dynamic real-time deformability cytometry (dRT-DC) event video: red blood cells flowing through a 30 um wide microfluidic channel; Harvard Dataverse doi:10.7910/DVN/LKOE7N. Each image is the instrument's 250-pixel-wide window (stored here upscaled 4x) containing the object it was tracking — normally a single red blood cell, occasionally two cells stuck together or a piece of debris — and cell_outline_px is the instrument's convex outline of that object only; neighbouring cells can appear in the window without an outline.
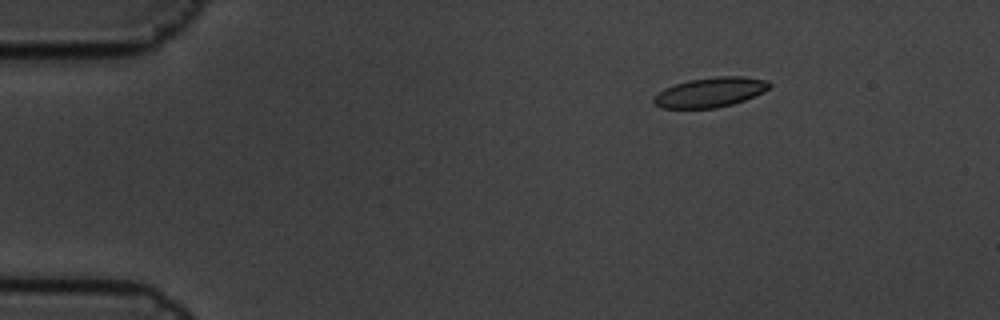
{"species": "common noctule bat (a hibernating species)", "species_latin": "Nyctalus noctula", "temperature_condition": "cold", "stored_images_in_passage": 8, "camera_frame_rate_fps": 3000, "um_per_image_px": 0.085, "animal": {"sex": "male", "body_mass_g": 19.5, "forearm_length_mm": 54.6}, "frame": {"image": 1, "passage_image": 3, "time_ms": 0.667, "image_size_px": [1000, 320], "cell_outline_px": [[772, 84], [764, 92], [744, 100], [732, 104], [716, 108], [660, 108], [652, 104], [652, 96], [664, 88], [688, 80], [716, 76], [744, 76], [768, 80]], "centroid_in_image_um": [60.34, 7.84], "position_along_channel_um": 24.7, "area_um2": 20.29}}
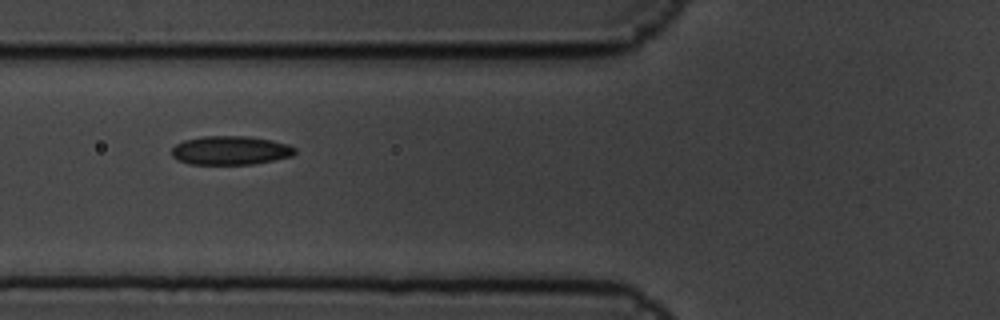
{"frame": {"image": 2, "passage_image": 7, "time_ms": 2.0, "image_size_px": [1000, 320], "cell_outline_px": [[296, 152], [292, 156], [252, 164], [188, 164], [176, 160], [172, 156], [172, 148], [176, 144], [184, 140], [204, 136], [244, 136], [272, 140], [288, 144], [296, 148]], "centroid_in_image_um": [19.57, 12.78], "position_along_channel_um": 106.2, "area_um2": 20.69}}
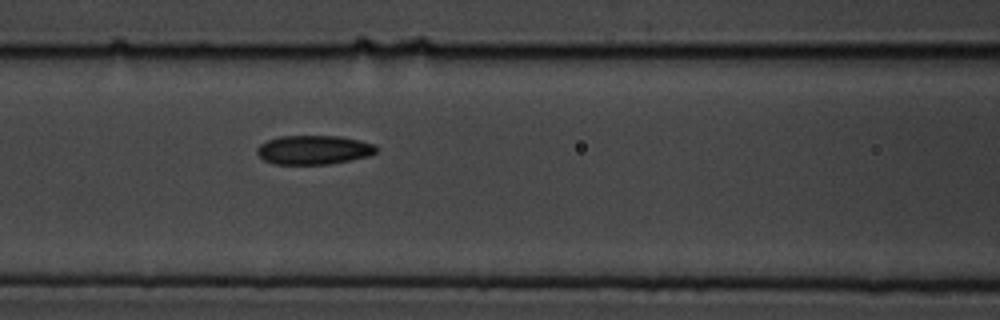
{"frame": {"image": 3, "passage_image": 8, "time_ms": 2.333, "image_size_px": [1000, 320], "cell_outline_px": [[376, 152], [368, 156], [328, 164], [276, 164], [264, 160], [256, 152], [256, 148], [260, 144], [268, 140], [280, 136], [340, 136], [360, 140], [376, 144]], "centroid_in_image_um": [26.66, 12.73], "position_along_channel_um": 139.9, "area_um2": 20.11}}